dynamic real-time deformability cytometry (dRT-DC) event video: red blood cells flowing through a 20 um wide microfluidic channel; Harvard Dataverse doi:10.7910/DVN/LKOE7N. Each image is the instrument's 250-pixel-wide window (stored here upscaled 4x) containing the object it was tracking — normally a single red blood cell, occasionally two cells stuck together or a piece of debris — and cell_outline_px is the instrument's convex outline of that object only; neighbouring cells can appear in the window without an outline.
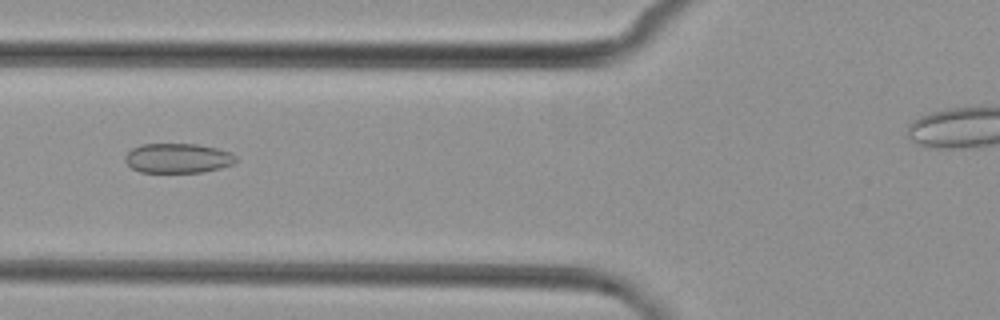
{"species": "common noctule bat (a hibernating species)", "species_latin": "Nyctalus noctula", "temperature_condition": "cold", "stored_images_in_passage": 7, "camera_frame_rate_fps": 3000, "um_per_image_px": 0.085, "animal": {"sex": "female", "body_mass_g": 29.2, "forearm_length_mm": 56.3}, "frame": {"image": 1, "passage_image": 4, "time_ms": 4.0, "image_size_px": [1000, 320], "cell_outline_px": [[236, 160], [232, 164], [220, 168], [200, 172], [140, 172], [132, 168], [124, 160], [124, 156], [132, 148], [144, 144], [196, 144], [216, 148], [232, 152], [236, 156]], "centroid_in_image_um": [15.11, 13.44], "position_along_channel_um": 110.7, "area_um2": 19.07}}
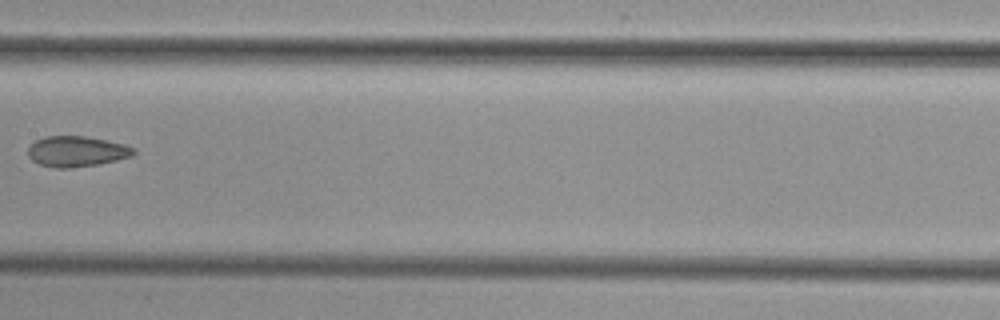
{"frame": {"image": 2, "passage_image": 6, "time_ms": 6.333, "image_size_px": [1000, 320], "cell_outline_px": [[136, 152], [132, 156], [100, 164], [68, 168], [56, 168], [40, 164], [32, 160], [28, 156], [28, 148], [36, 140], [44, 136], [84, 136], [108, 140], [124, 144], [136, 148]], "centroid_in_image_um": [6.54, 12.86], "position_along_channel_um": 200.9, "area_um2": 18.9}}
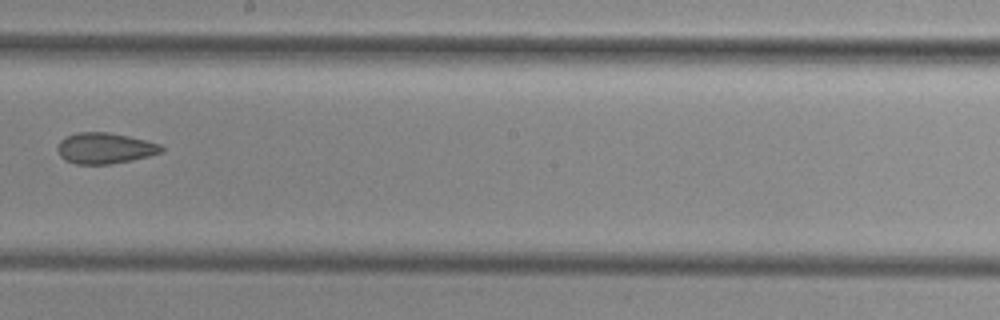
{"frame": {"image": 3, "passage_image": 7, "time_ms": 7.333, "image_size_px": [1000, 320], "cell_outline_px": [[164, 152], [132, 160], [112, 164], [76, 164], [64, 160], [60, 156], [56, 148], [60, 140], [76, 132], [108, 132], [128, 136], [160, 144], [164, 148]], "centroid_in_image_um": [8.9, 12.6], "position_along_channel_um": 239.3, "area_um2": 18.79}}